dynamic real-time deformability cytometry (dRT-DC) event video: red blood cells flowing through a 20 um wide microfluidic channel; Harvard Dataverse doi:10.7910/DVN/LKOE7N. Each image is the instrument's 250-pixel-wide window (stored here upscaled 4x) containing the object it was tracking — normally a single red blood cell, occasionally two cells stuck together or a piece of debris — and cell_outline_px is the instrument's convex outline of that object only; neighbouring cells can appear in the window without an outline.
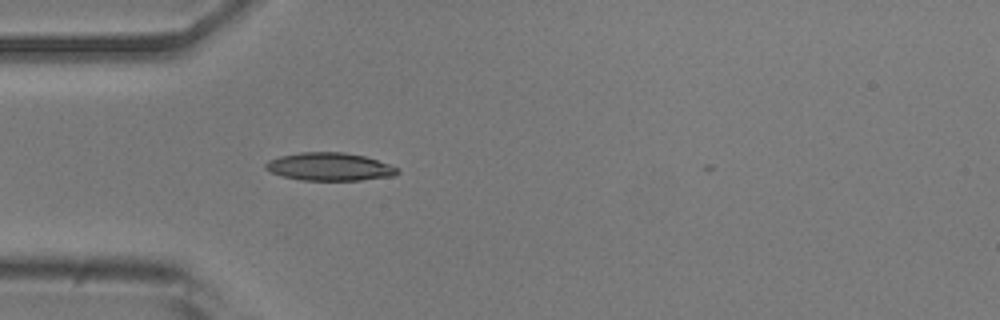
{"species": "common noctule bat (a hibernating species)", "species_latin": "Nyctalus noctula", "temperature_condition": "room temperature", "stored_images_in_passage": 38, "camera_frame_rate_fps": 3000, "um_per_image_px": 0.085, "animal": {"sex": "male", "body_mass_g": 20.5, "forearm_length_mm": 52.5}, "frame": {"image": 1, "passage_image": 4, "time_ms": 1.0, "image_size_px": [1000, 320], "cell_outline_px": [[400, 172], [396, 176], [360, 180], [300, 180], [284, 176], [272, 172], [264, 168], [264, 164], [268, 160], [280, 156], [300, 152], [344, 152], [364, 156], [400, 168]], "centroid_in_image_um": [28.03, 14.17], "position_along_channel_um": 57.0, "area_um2": 21.5}}
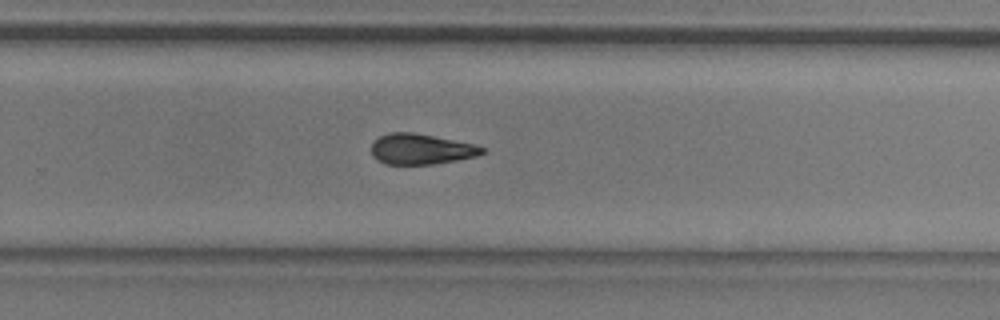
{"frame": {"image": 2, "passage_image": 23, "time_ms": 7.333, "image_size_px": [1000, 320], "cell_outline_px": [[484, 152], [476, 156], [456, 160], [432, 164], [384, 164], [372, 156], [372, 144], [380, 136], [388, 132], [412, 132], [472, 144], [484, 148]], "centroid_in_image_um": [35.74, 12.68], "position_along_channel_um": 294.1, "area_um2": 19.36}}
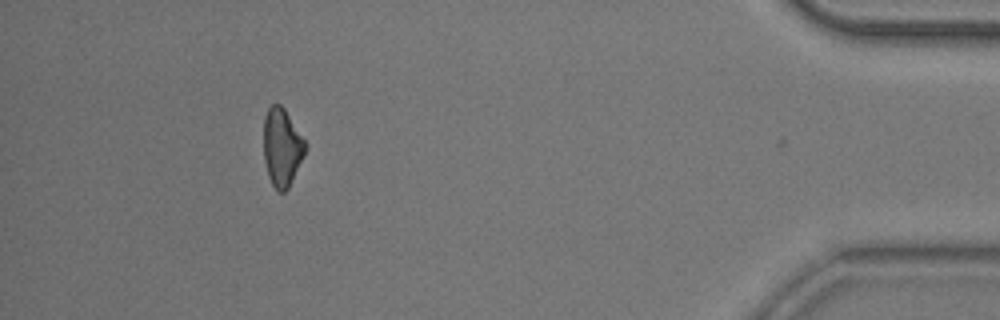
{"frame": {"image": 3, "passage_image": 37, "time_ms": 12.0, "image_size_px": [1000, 320], "cell_outline_px": [[308, 144], [304, 156], [288, 188], [284, 192], [280, 192], [272, 184], [268, 176], [264, 160], [264, 116], [268, 108], [272, 104], [280, 104], [284, 108]], "centroid_in_image_um": [23.97, 12.5], "position_along_channel_um": 411.2, "area_um2": 18.96}, "authors_computed_cell_mechanics": {"area_um2": 19.941, "velocity_mm_per_s": 3.7897, "shape_relaxation_time_tau1_ms": 6.2463, "shape_relaxation_time_tau2_ms": 4.9863, "deformation_change_tau1": 0.1607, "deformation_change_tau2": 0.1374}}